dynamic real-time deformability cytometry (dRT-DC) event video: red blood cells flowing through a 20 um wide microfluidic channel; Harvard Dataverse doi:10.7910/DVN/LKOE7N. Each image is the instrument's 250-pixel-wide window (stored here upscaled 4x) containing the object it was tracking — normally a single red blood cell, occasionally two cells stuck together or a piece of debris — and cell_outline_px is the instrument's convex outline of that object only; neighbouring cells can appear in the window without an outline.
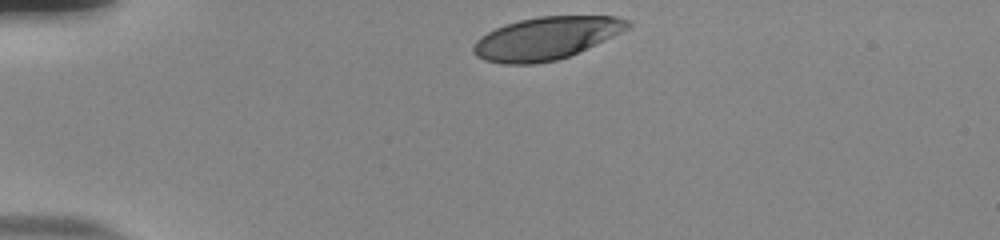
{"species": "human", "species_latin": "Homo sapiens", "temperature_condition": "room temperature", "stored_images_in_passage": 34, "camera_frame_rate_fps": 3000, "um_per_image_px": 0.085, "donor": {"sex": "male"}, "frame": {"image": 1, "passage_image": 1, "time_ms": 0.0, "image_size_px": [1000, 240], "cell_outline_px": [[632, 24], [628, 28], [612, 36], [568, 56], [556, 60], [532, 64], [504, 64], [484, 60], [476, 56], [472, 52], [472, 48], [476, 40], [480, 36], [504, 24], [520, 20], [540, 16], [616, 16], [628, 20]], "centroid_in_image_um": [46.36, 3.25], "position_along_channel_um": 38.6, "area_um2": 37.97}}
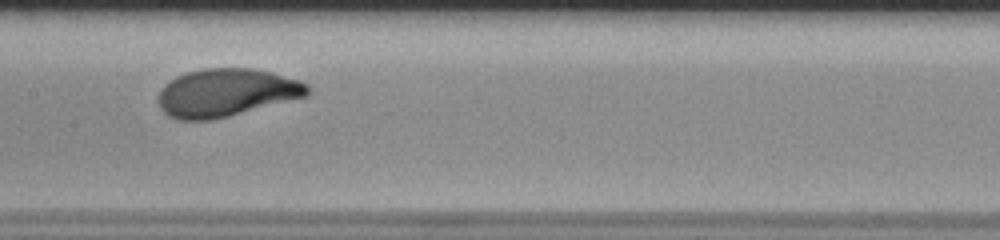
{"frame": {"image": 2, "passage_image": 17, "time_ms": 5.333, "image_size_px": [1000, 240], "cell_outline_px": [[308, 92], [304, 96], [228, 116], [212, 120], [176, 120], [168, 116], [160, 108], [156, 100], [164, 84], [176, 76], [188, 72], [204, 68], [252, 68], [272, 72], [300, 80], [308, 84]], "centroid_in_image_um": [19.17, 7.87], "position_along_channel_um": 188.2, "area_um2": 41.5}}
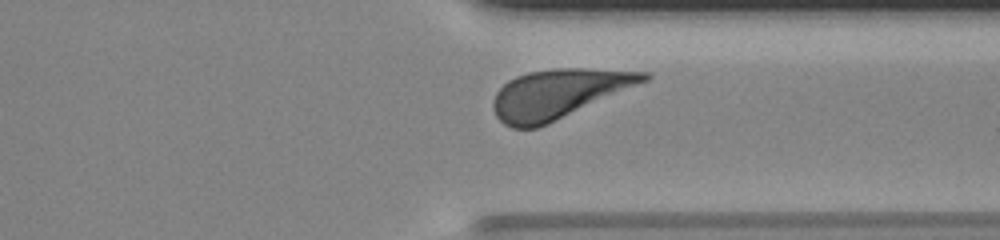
{"frame": {"image": 3, "passage_image": 31, "time_ms": 10.0, "image_size_px": [1000, 240], "cell_outline_px": [[652, 76], [648, 80], [548, 124], [536, 128], [512, 128], [504, 124], [496, 116], [492, 108], [492, 100], [496, 92], [508, 80], [516, 76], [528, 72], [556, 68], [588, 68], [648, 72]], "centroid_in_image_um": [47.44, 7.97], "position_along_channel_um": 364.0, "area_um2": 43.0}, "authors_computed_cell_mechanics": {"area_um2": 41.5004, "velocity_mm_per_s": 3.7617, "shape_relaxation_time_tau1_ms": 2.8315, "shape_relaxation_time_tau2_ms": null, "deformation_change_tau1": 0.1673, "deformation_change_tau2": null}}